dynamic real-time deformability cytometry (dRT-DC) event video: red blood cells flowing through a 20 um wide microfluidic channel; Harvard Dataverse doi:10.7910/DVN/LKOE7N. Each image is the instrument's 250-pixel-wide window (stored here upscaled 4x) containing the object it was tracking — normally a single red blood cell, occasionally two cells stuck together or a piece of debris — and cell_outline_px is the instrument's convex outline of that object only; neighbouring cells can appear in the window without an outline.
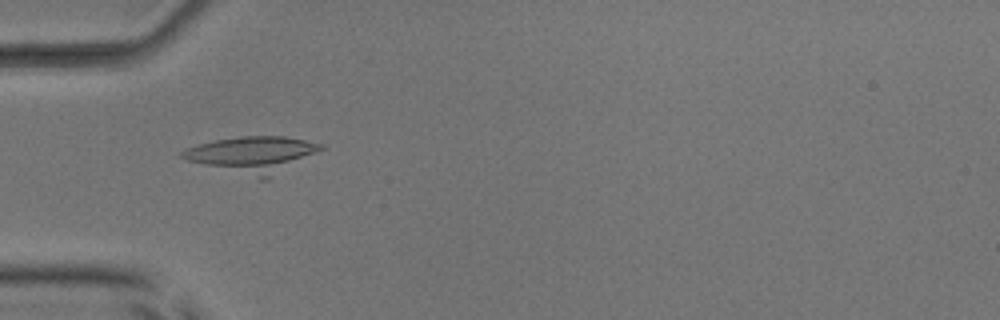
{"species": "common noctule bat (a hibernating species)", "species_latin": "Nyctalus noctula", "temperature_condition": "room temperature", "stored_images_in_passage": 53, "camera_frame_rate_fps": 3000, "um_per_image_px": 0.085, "animal": {"sex": "male", "body_mass_g": 17.9, "forearm_length_mm": 54.2}, "frame": {"image": 1, "passage_image": 17, "time_ms": 5.333, "image_size_px": [1000, 320], "cell_outline_px": [[324, 148], [268, 180], [260, 180], [188, 160], [180, 156], [180, 152], [184, 148], [216, 140], [240, 136], [284, 136], [324, 144]], "centroid_in_image_um": [21.48, 13.14], "position_along_channel_um": 63.5, "area_um2": 29.07}}
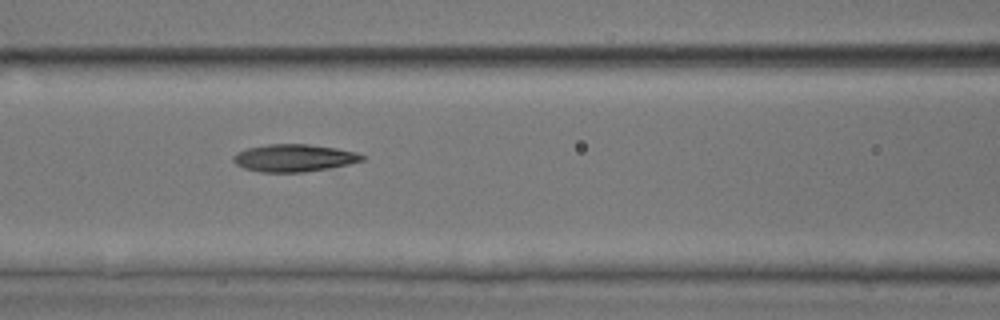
{"frame": {"image": 2, "passage_image": 23, "time_ms": 7.333, "image_size_px": [1000, 320], "cell_outline_px": [[364, 160], [348, 164], [328, 168], [304, 172], [260, 172], [244, 168], [236, 164], [232, 160], [232, 156], [236, 152], [248, 148], [268, 144], [308, 144], [336, 148], [356, 152], [364, 156]], "centroid_in_image_um": [24.96, 13.42], "position_along_channel_um": 141.6, "area_um2": 20.52}}
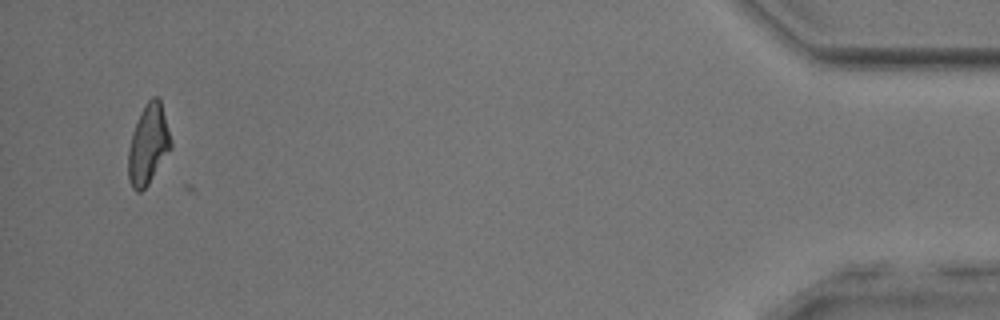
{"frame": {"image": 3, "passage_image": 50, "time_ms": 16.333, "image_size_px": [1000, 320], "cell_outline_px": [[172, 148], [148, 184], [140, 192], [136, 192], [132, 188], [128, 180], [128, 148], [132, 132], [140, 112], [144, 104], [152, 96], [160, 96], [172, 140]], "centroid_in_image_um": [12.61, 12.25], "position_along_channel_um": 422.6, "area_um2": 20.23}}